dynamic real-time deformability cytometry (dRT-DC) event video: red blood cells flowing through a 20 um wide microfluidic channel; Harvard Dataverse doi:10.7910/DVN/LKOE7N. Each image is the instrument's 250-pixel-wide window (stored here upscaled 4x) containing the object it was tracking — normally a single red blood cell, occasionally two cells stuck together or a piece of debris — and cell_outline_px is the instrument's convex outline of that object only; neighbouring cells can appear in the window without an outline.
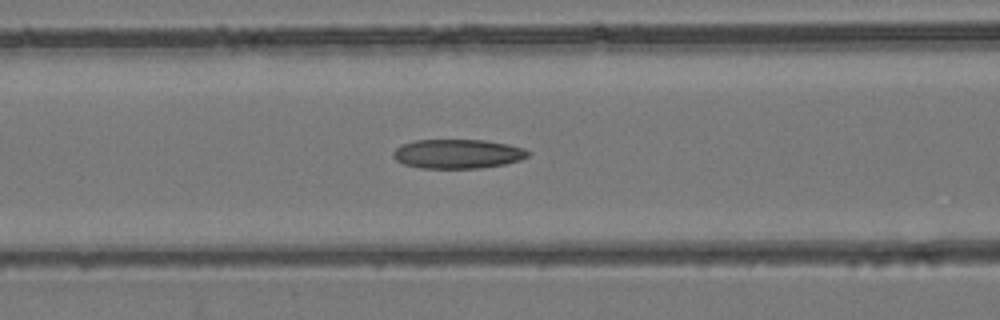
{"species": "common noctule bat (a hibernating species)", "species_latin": "Nyctalus noctula", "temperature_condition": "room temperature", "stored_images_in_passage": 43, "camera_frame_rate_fps": 3000, "um_per_image_px": 0.085, "animal": {"sex": "female", "body_mass_g": 24.6, "forearm_length_mm": 56.2}, "frame": {"image": 1, "passage_image": 18, "time_ms": 5.667, "image_size_px": [1000, 320], "cell_outline_px": [[528, 156], [520, 160], [504, 164], [480, 168], [420, 168], [404, 164], [396, 160], [392, 156], [392, 152], [396, 148], [404, 144], [416, 140], [484, 140], [508, 144], [524, 148], [528, 152]], "centroid_in_image_um": [38.89, 13.08], "position_along_channel_um": 127.7, "area_um2": 22.89}}
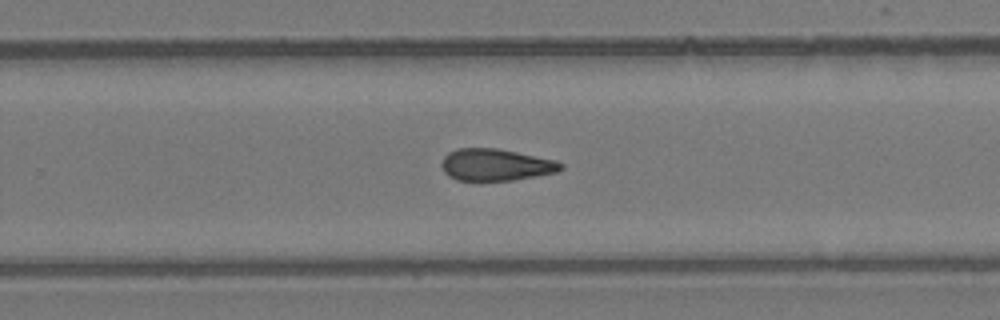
{"frame": {"image": 2, "passage_image": 28, "time_ms": 9.0, "image_size_px": [1000, 320], "cell_outline_px": [[564, 168], [556, 172], [512, 180], [456, 180], [448, 176], [444, 172], [440, 164], [444, 156], [448, 152], [456, 148], [496, 148], [556, 160], [564, 164]], "centroid_in_image_um": [42.11, 14.0], "position_along_channel_um": 287.7, "area_um2": 22.14}}
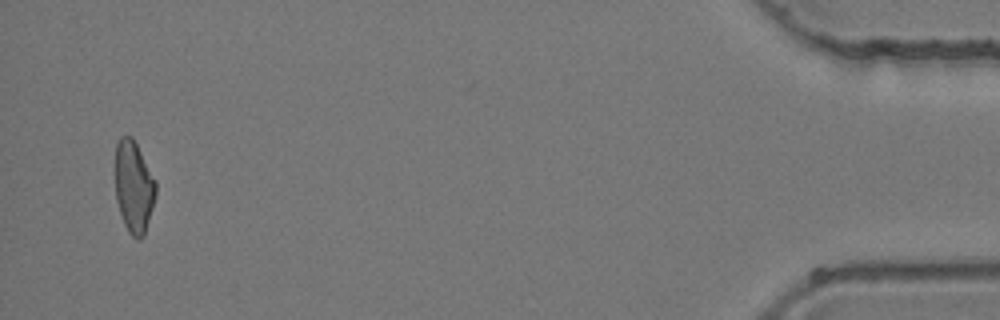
{"frame": {"image": 3, "passage_image": 42, "time_ms": 13.667, "image_size_px": [1000, 320], "cell_outline_px": [[156, 196], [144, 236], [140, 240], [136, 240], [128, 232], [124, 224], [116, 200], [116, 144], [120, 136], [132, 136], [156, 180]], "centroid_in_image_um": [11.38, 15.9], "position_along_channel_um": 423.8, "area_um2": 21.79}}